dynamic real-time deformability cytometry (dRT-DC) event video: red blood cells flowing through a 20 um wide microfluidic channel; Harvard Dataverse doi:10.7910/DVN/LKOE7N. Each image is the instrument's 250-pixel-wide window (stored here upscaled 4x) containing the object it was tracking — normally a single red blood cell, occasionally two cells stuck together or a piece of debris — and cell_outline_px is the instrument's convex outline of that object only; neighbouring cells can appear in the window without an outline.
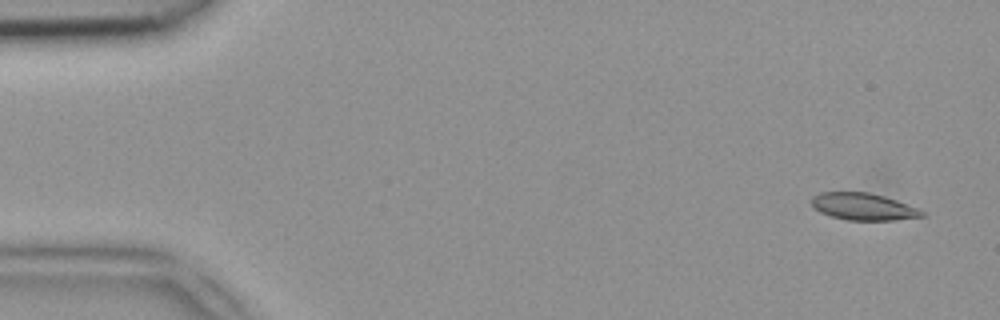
{"species": "common noctule bat (a hibernating species)", "species_latin": "Nyctalus noctula", "temperature_condition": "room temperature", "stored_images_in_passage": 10, "camera_frame_rate_fps": 3000, "um_per_image_px": 0.085, "animal": {"sex": "female", "body_mass_g": 18.4}, "frame": {"image": 1, "passage_image": 3, "time_ms": 0.667, "image_size_px": [1000, 320], "cell_outline_px": [[924, 216], [896, 220], [848, 220], [832, 216], [820, 212], [812, 208], [812, 196], [820, 192], [880, 192], [916, 208], [924, 212]], "centroid_in_image_um": [73.38, 17.54], "position_along_channel_um": 11.6, "area_um2": 17.69}}